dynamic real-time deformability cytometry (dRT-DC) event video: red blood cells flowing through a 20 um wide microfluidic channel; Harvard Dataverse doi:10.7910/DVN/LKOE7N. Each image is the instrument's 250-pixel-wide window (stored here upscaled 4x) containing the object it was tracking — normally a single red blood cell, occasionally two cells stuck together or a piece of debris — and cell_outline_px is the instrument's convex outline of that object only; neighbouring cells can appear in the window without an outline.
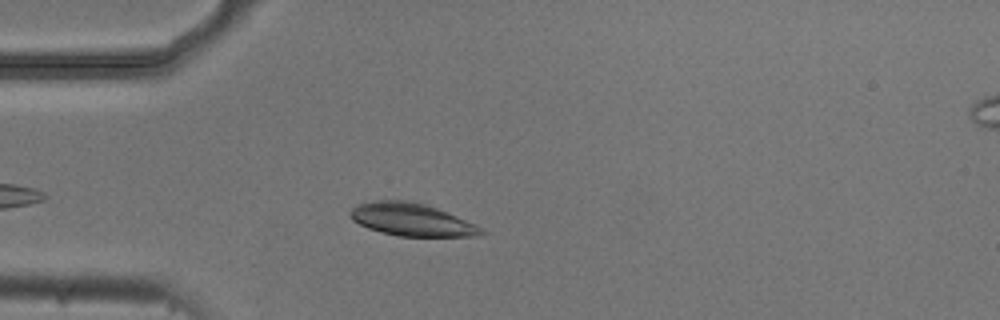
{"species": "common noctule bat (a hibernating species)", "species_latin": "Nyctalus noctula", "temperature_condition": "cold", "stored_images_in_passage": 5, "camera_frame_rate_fps": 3000, "um_per_image_px": 0.085, "animal": {"sex": "male", "body_mass_g": 20.5, "forearm_length_mm": 52.5}, "frame": {"image": 1, "passage_image": 4, "time_ms": 1.0, "image_size_px": [1000, 320], "cell_outline_px": [[488, 232], [476, 236], [396, 236], [380, 232], [368, 228], [352, 220], [348, 212], [356, 204], [376, 200], [404, 200], [424, 204], [436, 208], [476, 224], [484, 228]], "centroid_in_image_um": [34.98, 18.67], "position_along_channel_um": 50.0, "area_um2": 24.97}}